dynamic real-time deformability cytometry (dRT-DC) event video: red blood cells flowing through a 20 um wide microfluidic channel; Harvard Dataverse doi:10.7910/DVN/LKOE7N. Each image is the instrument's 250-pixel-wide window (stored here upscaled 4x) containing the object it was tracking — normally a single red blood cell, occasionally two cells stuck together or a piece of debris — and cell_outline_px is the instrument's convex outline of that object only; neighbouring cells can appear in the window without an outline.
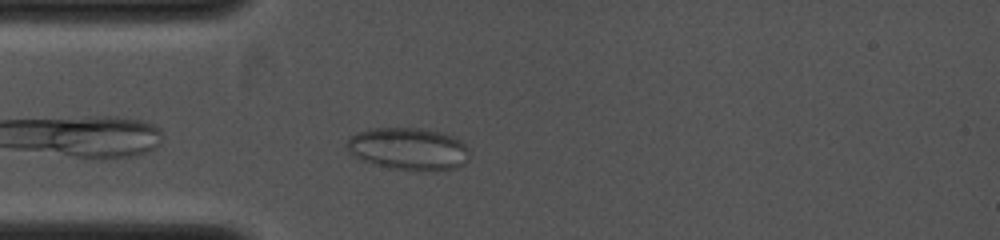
{"species": "common noctule bat (a hibernating species)", "species_latin": "Nyctalus noctula", "temperature_condition": "cold", "stored_images_in_passage": 26, "camera_frame_rate_fps": 4000, "um_per_image_px": 0.085, "animal": {"sex": "female", "body_mass_g": 19.0, "forearm_length_mm": 53.3}, "frame": {"image": 1, "passage_image": 4, "time_ms": 0.75, "image_size_px": [1000, 240], "cell_outline_px": [[472, 156], [464, 164], [456, 168], [432, 172], [392, 168], [360, 160], [344, 144], [348, 136], [356, 132], [368, 128], [420, 128], [440, 132], [456, 136], [468, 148]], "centroid_in_image_um": [34.76, 12.65], "position_along_channel_um": 50.2, "area_um2": 30.81}}
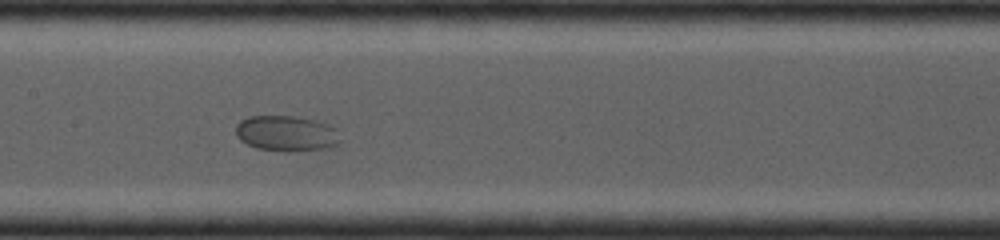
{"frame": {"image": 2, "passage_image": 14, "time_ms": 3.5, "image_size_px": [1000, 240], "cell_outline_px": [[340, 140], [336, 144], [324, 148], [256, 148], [240, 140], [236, 136], [236, 124], [240, 120], [248, 116], [292, 116], [312, 120], [328, 124], [336, 128]], "centroid_in_image_um": [24.28, 11.27], "position_along_channel_um": 183.1, "area_um2": 20.58}}
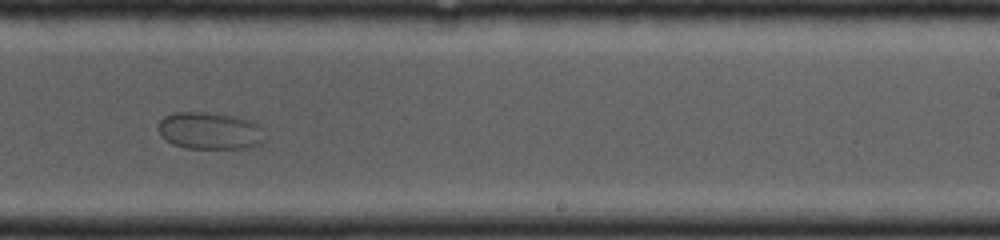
{"frame": {"image": 3, "passage_image": 19, "time_ms": 5.25, "image_size_px": [1000, 240], "cell_outline_px": [[264, 140], [260, 144], [248, 148], [184, 148], [172, 144], [160, 136], [156, 128], [160, 120], [164, 116], [176, 112], [204, 112], [240, 116], [252, 120], [260, 124]], "centroid_in_image_um": [17.82, 11.11], "position_along_channel_um": 271.2, "area_um2": 23.52}}